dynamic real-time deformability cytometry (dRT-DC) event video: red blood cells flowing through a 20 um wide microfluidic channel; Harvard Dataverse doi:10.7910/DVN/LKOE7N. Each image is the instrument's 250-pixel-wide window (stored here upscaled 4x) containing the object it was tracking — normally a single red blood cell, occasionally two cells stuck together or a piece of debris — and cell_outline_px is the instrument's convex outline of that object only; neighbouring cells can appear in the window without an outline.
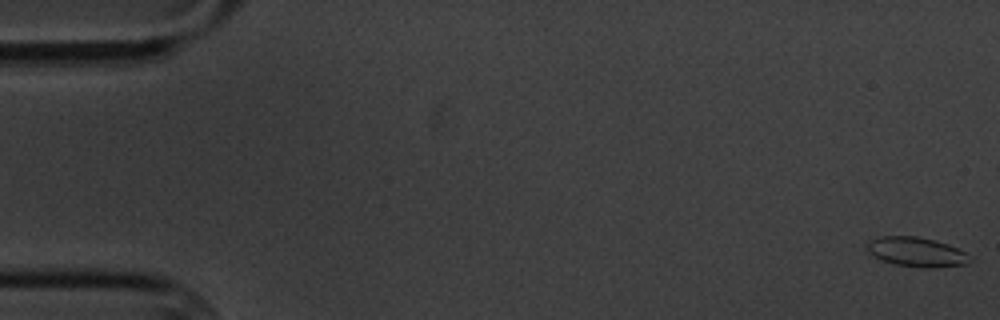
{"species": "common noctule bat (a hibernating species)", "species_latin": "Nyctalus noctula", "temperature_condition": "cold", "stored_images_in_passage": 5, "camera_frame_rate_fps": 3000, "um_per_image_px": 0.085, "animal": {"sex": "male", "body_mass_g": 20.1, "forearm_length_mm": 53.5}, "frame": {"image": 1, "passage_image": 1, "time_ms": 0.0, "image_size_px": [1000, 320], "cell_outline_px": [[972, 260], [964, 264], [936, 268], [924, 268], [896, 264], [880, 260], [872, 256], [868, 252], [868, 244], [872, 240], [880, 236], [916, 236], [948, 244], [964, 252]], "centroid_in_image_um": [77.88, 21.43], "position_along_channel_um": 7.1, "area_um2": 17.46}}